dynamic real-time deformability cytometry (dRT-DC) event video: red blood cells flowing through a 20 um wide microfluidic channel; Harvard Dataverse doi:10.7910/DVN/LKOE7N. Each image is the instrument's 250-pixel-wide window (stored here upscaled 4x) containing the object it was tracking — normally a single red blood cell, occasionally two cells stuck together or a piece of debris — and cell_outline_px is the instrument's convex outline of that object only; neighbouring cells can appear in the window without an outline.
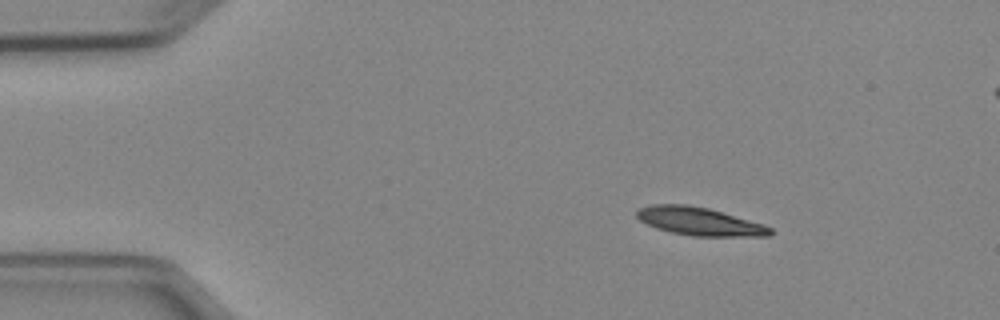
{"species": "Egyptian fruit bat (a non-hibernating species)", "species_latin": "Rousettus aegyptiacus", "temperature_condition": "cold", "stored_images_in_passage": 4, "segment_of_instrument_passage": [1, 2], "camera_frame_rate_fps": 3000, "um_per_image_px": 0.085, "animal": {"sex": "female"}, "frame": {"image": 1, "passage_image": 1, "time_ms": 0.0, "image_size_px": [1000, 320], "cell_outline_px": [[772, 236], [692, 236], [672, 232], [656, 228], [640, 220], [636, 216], [636, 208], [652, 204], [688, 204], [708, 208], [764, 224], [772, 228]], "centroid_in_image_um": [59.44, 18.81], "position_along_channel_um": 25.6, "area_um2": 21.91}}